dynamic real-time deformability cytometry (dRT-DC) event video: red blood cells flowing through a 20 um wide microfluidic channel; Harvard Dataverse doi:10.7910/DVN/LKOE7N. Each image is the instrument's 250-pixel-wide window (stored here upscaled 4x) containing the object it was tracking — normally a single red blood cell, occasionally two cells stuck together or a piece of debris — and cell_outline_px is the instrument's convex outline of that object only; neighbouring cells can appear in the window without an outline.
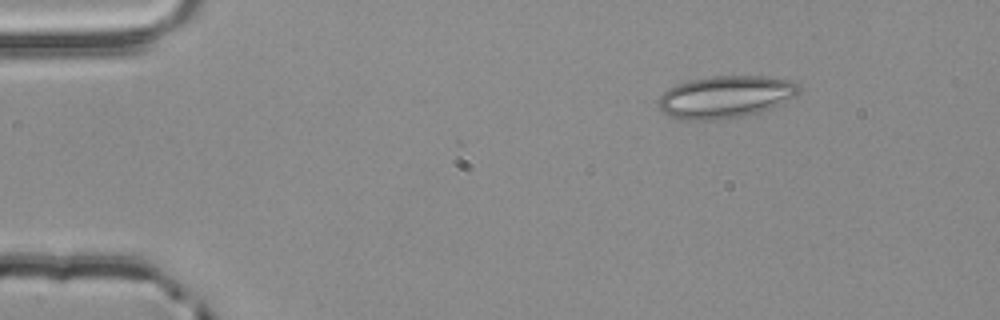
{"species": "common noctule bat (a hibernating species)", "species_latin": "Nyctalus noctula", "temperature_condition": "room temperature", "stored_images_in_passage": 3, "camera_frame_rate_fps": 3000, "um_per_image_px": 0.085, "animal": {"sex": "male", "body_mass_g": 20.4}, "frame": {"image": 1, "passage_image": 3, "time_ms": 0.667, "image_size_px": [1000, 320], "cell_outline_px": [[800, 92], [796, 96], [780, 104], [760, 112], [740, 116], [712, 120], [684, 120], [672, 116], [664, 112], [660, 108], [660, 96], [668, 88], [676, 84], [692, 80], [712, 76], [764, 76], [792, 80], [800, 84]], "centroid_in_image_um": [61.72, 8.22], "position_along_channel_um": 23.3, "area_um2": 34.39}}